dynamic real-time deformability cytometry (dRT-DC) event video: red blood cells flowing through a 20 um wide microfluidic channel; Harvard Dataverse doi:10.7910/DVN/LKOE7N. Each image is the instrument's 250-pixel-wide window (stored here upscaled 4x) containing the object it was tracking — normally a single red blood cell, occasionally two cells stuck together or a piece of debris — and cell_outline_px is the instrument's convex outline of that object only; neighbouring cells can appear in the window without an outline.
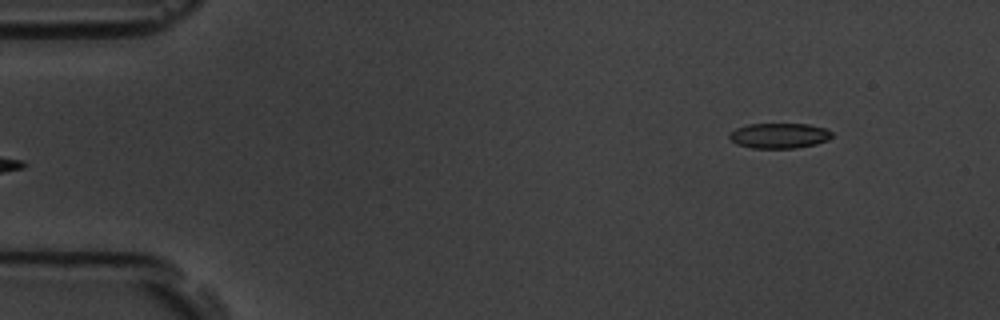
{"species": "common noctule bat (a hibernating species)", "species_latin": "Nyctalus noctula", "temperature_condition": "room temperature", "stored_images_in_passage": 5, "segment_of_instrument_passage": [2, 2], "camera_frame_rate_fps": 3000, "um_per_image_px": 0.085, "animal": {"sex": "male", "body_mass_g": 19.5, "forearm_length_mm": 54.6}, "frame": {"image": 1, "passage_image": 5, "time_ms": 5.333, "image_size_px": [1000, 320], "cell_outline_px": [[832, 136], [828, 140], [816, 144], [796, 148], [752, 148], [736, 144], [728, 136], [728, 132], [736, 128], [748, 124], [808, 124], [824, 128], [832, 132]], "centroid_in_image_um": [66.21, 11.53], "position_along_channel_um": 18.8, "area_um2": 15.14}}